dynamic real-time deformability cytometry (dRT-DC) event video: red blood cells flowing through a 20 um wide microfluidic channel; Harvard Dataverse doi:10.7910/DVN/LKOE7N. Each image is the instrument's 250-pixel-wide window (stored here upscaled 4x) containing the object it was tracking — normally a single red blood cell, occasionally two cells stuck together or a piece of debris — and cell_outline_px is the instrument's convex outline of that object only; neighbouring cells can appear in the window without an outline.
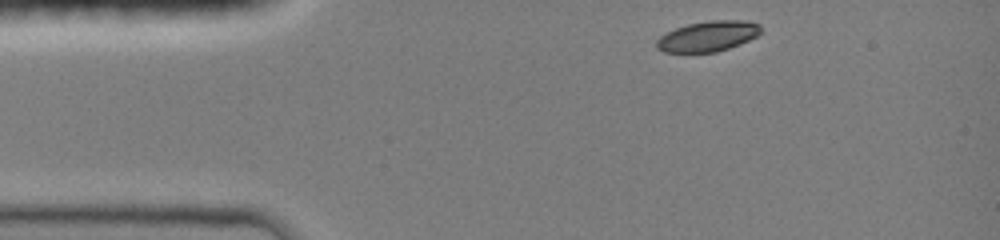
{"species": "common noctule bat (a hibernating species)", "species_latin": "Nyctalus noctula", "temperature_condition": "room temperature", "stored_images_in_passage": 10, "camera_frame_rate_fps": 3000, "um_per_image_px": 0.085, "animal": {"sex": "female", "body_mass_g": 19.0, "forearm_length_mm": 51.5}, "frame": {"image": 1, "passage_image": 1, "time_ms": 0.0, "image_size_px": [1000, 240], "cell_outline_px": [[760, 32], [756, 36], [740, 44], [716, 52], [664, 52], [656, 48], [656, 40], [660, 36], [676, 28], [688, 24], [708, 20], [748, 20], [760, 24]], "centroid_in_image_um": [60.17, 3.07], "position_along_channel_um": 24.8, "area_um2": 18.44}}
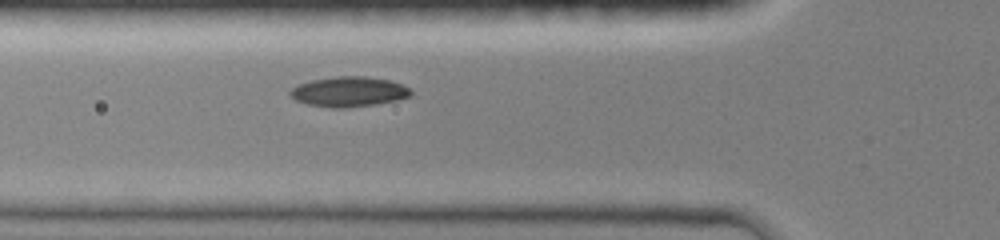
{"frame": {"image": 2, "passage_image": 7, "time_ms": 3.0, "image_size_px": [1000, 240], "cell_outline_px": [[412, 96], [396, 100], [376, 104], [340, 108], [332, 108], [308, 104], [296, 100], [288, 92], [292, 88], [300, 84], [312, 80], [336, 76], [364, 76], [388, 80], [400, 84], [408, 88], [412, 92]], "centroid_in_image_um": [29.65, 7.79], "position_along_channel_um": 96.2, "area_um2": 20.87}}
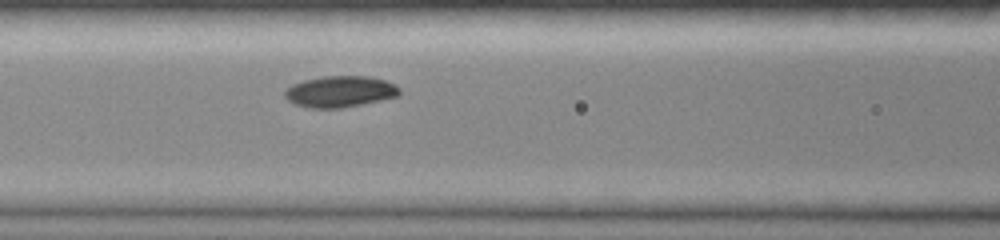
{"frame": {"image": 3, "passage_image": 10, "time_ms": 4.0, "image_size_px": [1000, 240], "cell_outline_px": [[400, 92], [396, 96], [380, 100], [340, 108], [308, 108], [296, 104], [288, 100], [284, 96], [284, 92], [292, 84], [304, 80], [324, 76], [368, 76], [384, 80], [396, 84], [400, 88]], "centroid_in_image_um": [28.89, 7.78], "position_along_channel_um": 137.7, "area_um2": 20.75}}